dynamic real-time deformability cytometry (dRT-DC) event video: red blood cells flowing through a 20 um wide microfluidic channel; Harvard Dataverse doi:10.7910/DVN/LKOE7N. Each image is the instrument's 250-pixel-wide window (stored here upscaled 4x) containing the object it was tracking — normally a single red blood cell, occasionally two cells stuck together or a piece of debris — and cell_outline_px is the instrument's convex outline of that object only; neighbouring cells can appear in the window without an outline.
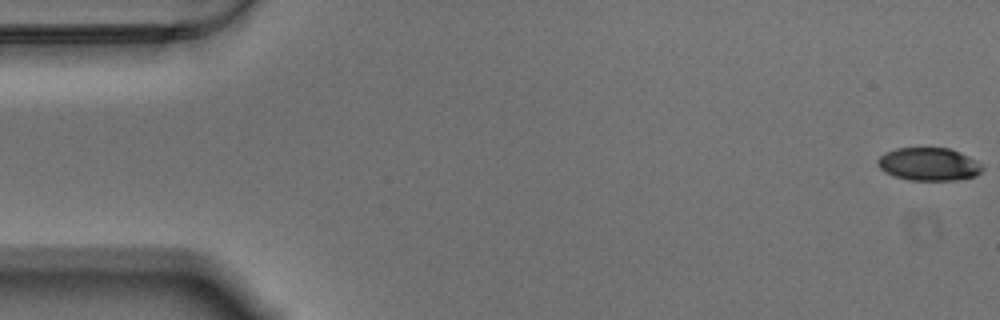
{"species": "Egyptian fruit bat (a non-hibernating species)", "species_latin": "Rousettus aegyptiacus", "temperature_condition": "warm", "stored_images_in_passage": 58, "camera_frame_rate_fps": 3000, "um_per_image_px": 0.085, "animal": {"sex": "male"}, "frame": {"image": 1, "passage_image": 1, "time_ms": 0.0, "image_size_px": [1000, 320], "cell_outline_px": [[984, 168], [976, 176], [956, 180], [908, 180], [884, 172], [876, 164], [876, 160], [880, 156], [896, 148], [948, 148], [960, 152], [976, 160]], "centroid_in_image_um": [78.94, 13.96], "position_along_channel_um": 6.1, "area_um2": 20.06}}
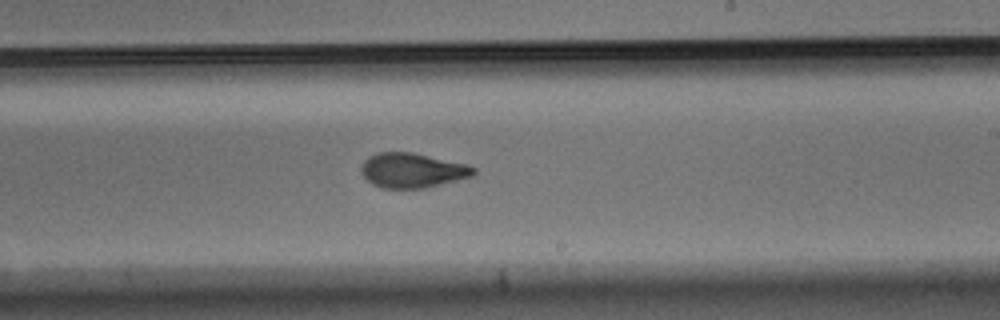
{"frame": {"image": 2, "passage_image": 34, "time_ms": 11.0, "image_size_px": [1000, 320], "cell_outline_px": [[476, 172], [472, 176], [424, 188], [384, 188], [372, 184], [360, 172], [360, 168], [364, 160], [368, 156], [376, 152], [412, 152], [468, 164], [476, 168]], "centroid_in_image_um": [35.03, 14.47], "position_along_channel_um": 254.0, "area_um2": 22.77}}
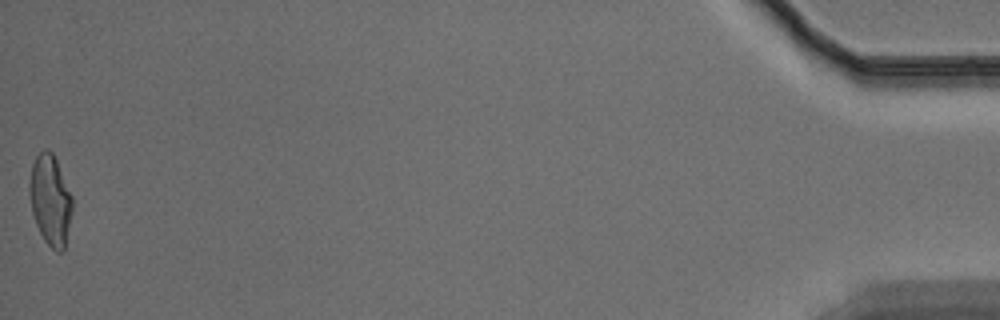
{"frame": {"image": 3, "passage_image": 58, "time_ms": 19.0, "image_size_px": [1000, 320], "cell_outline_px": [[72, 212], [64, 252], [56, 252], [44, 240], [36, 224], [32, 212], [28, 192], [28, 184], [32, 164], [36, 156], [44, 148], [48, 148], [52, 152], [56, 160], [72, 196]], "centroid_in_image_um": [4.27, 17.01], "position_along_channel_um": 430.9, "area_um2": 22.72}, "authors_computed_cell_mechanics": {"area_um2": 22.7732, "velocity_mm_per_s": 3.4892, "shape_relaxation_time_tau1_ms": 5.4191, "shape_relaxation_time_tau2_ms": 1.7312, "deformation_change_tau1": 0.1674, "deformation_change_tau2": 0.0845}}